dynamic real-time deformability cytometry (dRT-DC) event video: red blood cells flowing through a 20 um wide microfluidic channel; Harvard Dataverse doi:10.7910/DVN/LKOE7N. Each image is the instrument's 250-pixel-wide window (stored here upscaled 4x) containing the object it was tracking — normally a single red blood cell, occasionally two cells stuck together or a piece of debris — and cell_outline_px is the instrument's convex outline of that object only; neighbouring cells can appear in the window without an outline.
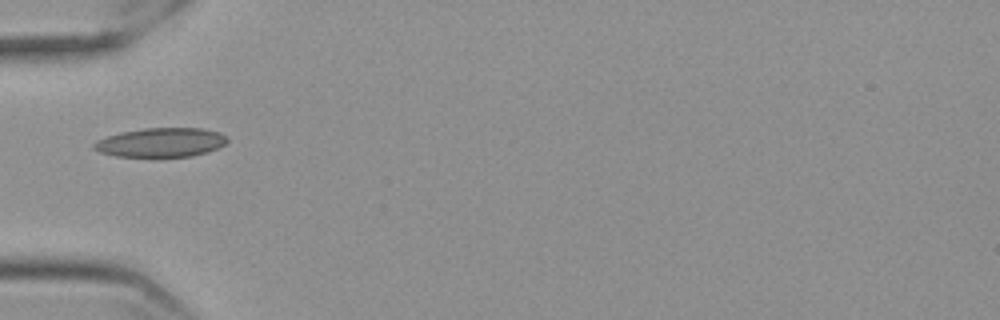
{"species": "Egyptian fruit bat (a non-hibernating species)", "species_latin": "Rousettus aegyptiacus", "temperature_condition": "cold", "stored_images_in_passage": 39, "camera_frame_rate_fps": 3000, "um_per_image_px": 0.085, "frame": {"image": 1, "passage_image": 1, "time_ms": 0.0, "image_size_px": [1000, 320], "cell_outline_px": [[228, 140], [224, 144], [216, 148], [192, 156], [116, 156], [100, 152], [92, 148], [92, 144], [96, 140], [120, 132], [144, 128], [204, 128], [220, 132], [228, 136]], "centroid_in_image_um": [13.67, 12.09], "position_along_channel_um": 71.3, "area_um2": 22.54}}
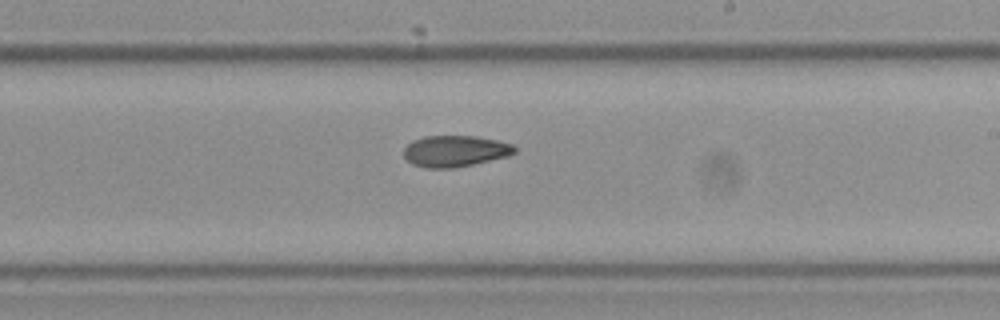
{"frame": {"image": 2, "passage_image": 16, "time_ms": 5.0, "image_size_px": [1000, 320], "cell_outline_px": [[516, 152], [508, 156], [456, 168], [424, 168], [412, 164], [404, 156], [404, 148], [412, 140], [424, 136], [476, 136], [496, 140], [512, 144], [516, 148]], "centroid_in_image_um": [38.67, 12.84], "position_along_channel_um": 250.3, "area_um2": 20.29}}
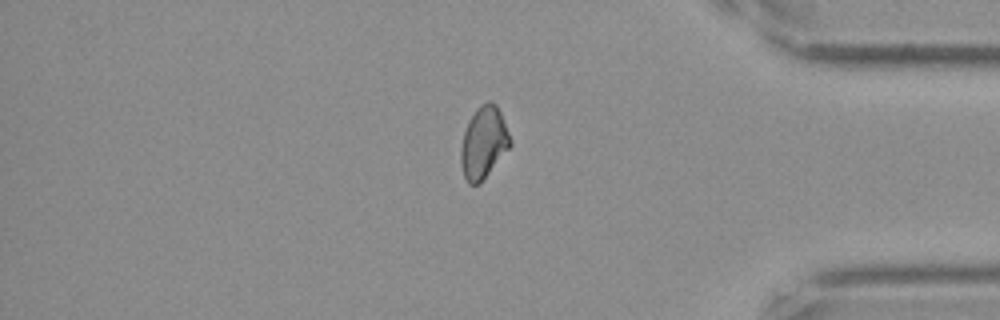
{"frame": {"image": 3, "passage_image": 30, "time_ms": 9.667, "image_size_px": [1000, 320], "cell_outline_px": [[512, 144], [480, 184], [468, 184], [464, 176], [460, 164], [460, 148], [464, 132], [468, 120], [476, 108], [480, 104], [488, 100], [492, 100], [496, 104], [500, 112], [512, 140]], "centroid_in_image_um": [41.09, 12.11], "position_along_channel_um": 394.1, "area_um2": 20.87}, "authors_computed_cell_mechanics": {"area_um2": 20.4612, "velocity_mm_per_s": 3.5659, "shape_relaxation_time_tau1_ms": null, "shape_relaxation_time_tau2_ms": 7.2728, "deformation_change_tau1": null, "deformation_change_tau2": 0.1209}}